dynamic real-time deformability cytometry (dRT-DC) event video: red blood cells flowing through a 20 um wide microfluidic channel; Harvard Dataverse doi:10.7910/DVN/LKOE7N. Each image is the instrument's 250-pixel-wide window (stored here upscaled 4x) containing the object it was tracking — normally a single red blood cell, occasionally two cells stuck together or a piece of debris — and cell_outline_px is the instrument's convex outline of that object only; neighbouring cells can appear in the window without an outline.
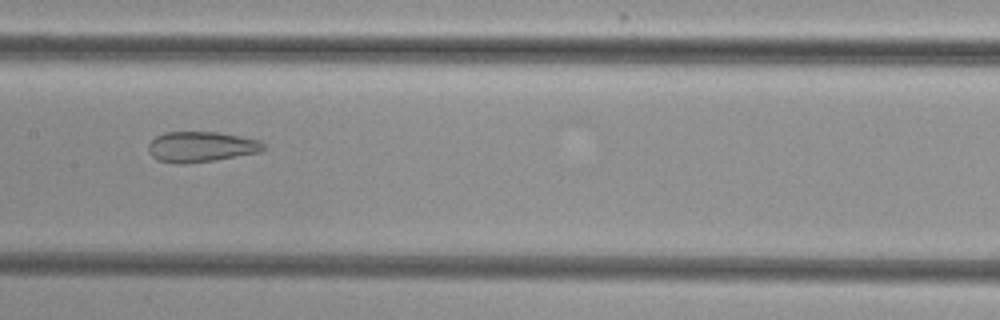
{"species": "common noctule bat (a hibernating species)", "species_latin": "Nyctalus noctula", "temperature_condition": "cold", "stored_images_in_passage": 8, "camera_frame_rate_fps": 3000, "um_per_image_px": 0.085, "animal": {"sex": "female", "body_mass_g": 29.2, "forearm_length_mm": 56.3}, "frame": {"image": 1, "passage_image": 8, "time_ms": 8.333, "image_size_px": [1000, 320], "cell_outline_px": [[264, 148], [260, 152], [216, 160], [180, 164], [156, 160], [148, 152], [148, 144], [156, 136], [164, 132], [216, 132], [240, 136], [260, 140], [264, 144]], "centroid_in_image_um": [17.07, 12.48], "position_along_channel_um": 190.3, "area_um2": 20.46}}